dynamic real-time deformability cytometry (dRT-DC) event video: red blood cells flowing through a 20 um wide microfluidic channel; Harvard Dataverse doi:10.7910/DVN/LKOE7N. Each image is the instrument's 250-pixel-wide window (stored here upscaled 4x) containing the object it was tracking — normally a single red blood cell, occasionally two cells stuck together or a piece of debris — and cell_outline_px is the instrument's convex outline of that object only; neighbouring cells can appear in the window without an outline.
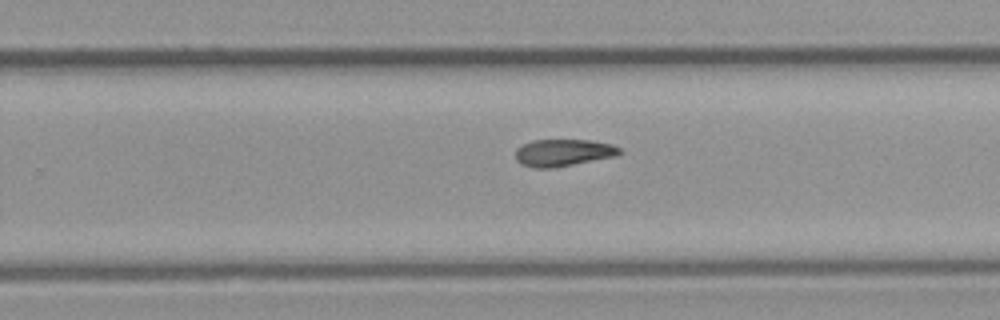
{"species": "common noctule bat (a hibernating species)", "species_latin": "Nyctalus noctula", "temperature_condition": "cold", "stored_images_in_passage": 12, "camera_frame_rate_fps": 3000, "um_per_image_px": 0.085, "animal": {"sex": "male", "body_mass_g": 23.1, "forearm_length_mm": 52.7}, "frame": {"image": 1, "passage_image": 12, "time_ms": 14.333, "image_size_px": [1000, 320], "cell_outline_px": [[624, 152], [616, 156], [552, 168], [532, 168], [520, 164], [516, 160], [516, 148], [532, 140], [588, 140], [612, 144], [620, 148]], "centroid_in_image_um": [47.87, 12.98], "position_along_channel_um": 281.9, "area_um2": 16.47}}